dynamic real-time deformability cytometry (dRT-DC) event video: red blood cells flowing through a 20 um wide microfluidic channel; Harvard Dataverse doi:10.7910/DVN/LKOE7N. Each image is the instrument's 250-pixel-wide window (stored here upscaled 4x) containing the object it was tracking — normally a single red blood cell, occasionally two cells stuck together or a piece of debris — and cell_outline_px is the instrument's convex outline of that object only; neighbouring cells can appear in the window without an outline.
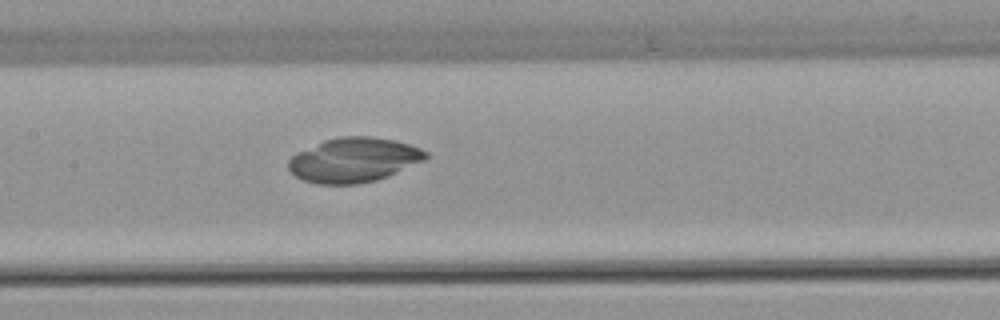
{"species": "common noctule bat (a hibernating species)", "species_latin": "Nyctalus noctula", "temperature_condition": "warm", "stored_images_in_passage": 53, "camera_frame_rate_fps": 3000, "um_per_image_px": 0.085, "animal": {"sex": "female", "body_mass_g": 22.7, "forearm_length_mm": 54.2}, "frame": {"image": 1, "passage_image": 26, "time_ms": 8.333, "image_size_px": [1000, 320], "cell_outline_px": [[428, 160], [388, 176], [376, 180], [360, 184], [316, 184], [304, 180], [296, 176], [288, 168], [288, 160], [296, 152], [324, 140], [340, 136], [368, 136], [396, 140], [420, 148], [428, 152]], "centroid_in_image_um": [30.1, 13.6], "position_along_channel_um": 177.3, "area_um2": 35.95}}
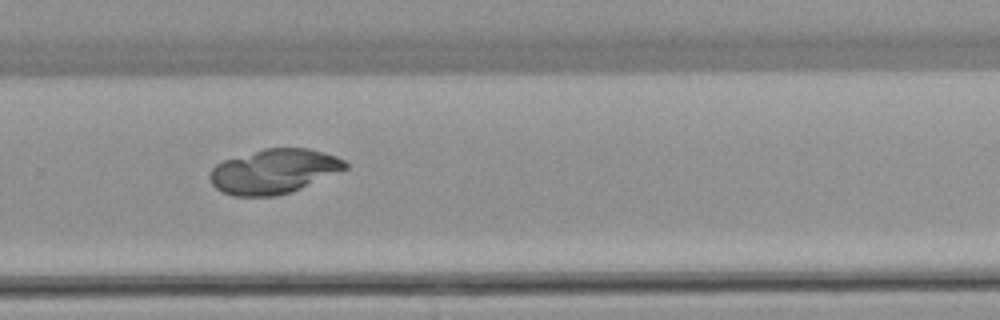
{"frame": {"image": 2, "passage_image": 36, "time_ms": 11.667, "image_size_px": [1000, 320], "cell_outline_px": [[348, 168], [292, 192], [276, 196], [232, 196], [220, 192], [212, 184], [208, 176], [212, 168], [216, 164], [224, 160], [264, 148], [308, 148], [336, 156], [344, 160], [348, 164]], "centroid_in_image_um": [23.26, 14.57], "position_along_channel_um": 306.5, "area_um2": 35.2}}
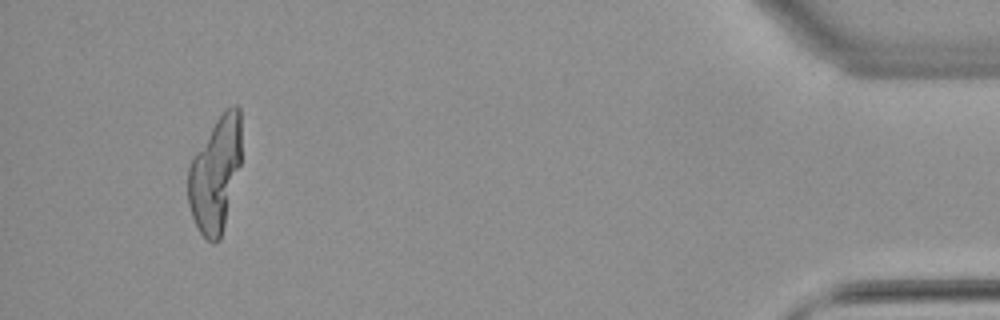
{"frame": {"image": 3, "passage_image": 50, "time_ms": 16.333, "image_size_px": [1000, 320], "cell_outline_px": [[240, 164], [220, 240], [212, 244], [200, 232], [192, 216], [188, 204], [188, 168], [192, 156], [216, 120], [232, 104], [236, 104], [240, 108]], "centroid_in_image_um": [18.28, 14.81], "position_along_channel_um": 416.9, "area_um2": 35.2}}